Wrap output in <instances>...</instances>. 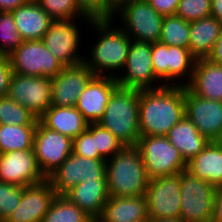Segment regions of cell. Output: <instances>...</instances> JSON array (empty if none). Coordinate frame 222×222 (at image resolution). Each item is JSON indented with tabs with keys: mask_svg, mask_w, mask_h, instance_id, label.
Masks as SVG:
<instances>
[{
	"mask_svg": "<svg viewBox=\"0 0 222 222\" xmlns=\"http://www.w3.org/2000/svg\"><path fill=\"white\" fill-rule=\"evenodd\" d=\"M185 116V87L164 85L139 90L141 136H166Z\"/></svg>",
	"mask_w": 222,
	"mask_h": 222,
	"instance_id": "6da1fadb",
	"label": "cell"
},
{
	"mask_svg": "<svg viewBox=\"0 0 222 222\" xmlns=\"http://www.w3.org/2000/svg\"><path fill=\"white\" fill-rule=\"evenodd\" d=\"M113 24V20H100L87 25L98 39L95 37V43L89 48V55L84 57L83 63L95 76L116 78L125 65L132 39Z\"/></svg>",
	"mask_w": 222,
	"mask_h": 222,
	"instance_id": "7a4b0ae2",
	"label": "cell"
},
{
	"mask_svg": "<svg viewBox=\"0 0 222 222\" xmlns=\"http://www.w3.org/2000/svg\"><path fill=\"white\" fill-rule=\"evenodd\" d=\"M106 179L109 197L146 195L149 178L136 146H125L106 160Z\"/></svg>",
	"mask_w": 222,
	"mask_h": 222,
	"instance_id": "3957f363",
	"label": "cell"
},
{
	"mask_svg": "<svg viewBox=\"0 0 222 222\" xmlns=\"http://www.w3.org/2000/svg\"><path fill=\"white\" fill-rule=\"evenodd\" d=\"M124 146H136L140 138L139 90L118 87L111 95L98 122Z\"/></svg>",
	"mask_w": 222,
	"mask_h": 222,
	"instance_id": "277c9868",
	"label": "cell"
},
{
	"mask_svg": "<svg viewBox=\"0 0 222 222\" xmlns=\"http://www.w3.org/2000/svg\"><path fill=\"white\" fill-rule=\"evenodd\" d=\"M163 18L148 1L128 0L116 8L113 22L119 21L132 40L154 44L161 38Z\"/></svg>",
	"mask_w": 222,
	"mask_h": 222,
	"instance_id": "5b68a950",
	"label": "cell"
},
{
	"mask_svg": "<svg viewBox=\"0 0 222 222\" xmlns=\"http://www.w3.org/2000/svg\"><path fill=\"white\" fill-rule=\"evenodd\" d=\"M79 21L80 23H78ZM91 21L87 17L53 20L41 40L64 67L76 66L83 63L85 57L79 51L82 48L81 44L84 37L81 36L82 31L79 30L81 27L78 25L81 26V23L89 25Z\"/></svg>",
	"mask_w": 222,
	"mask_h": 222,
	"instance_id": "8992f818",
	"label": "cell"
},
{
	"mask_svg": "<svg viewBox=\"0 0 222 222\" xmlns=\"http://www.w3.org/2000/svg\"><path fill=\"white\" fill-rule=\"evenodd\" d=\"M151 56L154 73L163 85L186 87L190 83L197 59L189 49L157 42L151 44Z\"/></svg>",
	"mask_w": 222,
	"mask_h": 222,
	"instance_id": "52a82bcc",
	"label": "cell"
},
{
	"mask_svg": "<svg viewBox=\"0 0 222 222\" xmlns=\"http://www.w3.org/2000/svg\"><path fill=\"white\" fill-rule=\"evenodd\" d=\"M180 219L183 222H211L217 187L192 175L180 172Z\"/></svg>",
	"mask_w": 222,
	"mask_h": 222,
	"instance_id": "ba28073f",
	"label": "cell"
},
{
	"mask_svg": "<svg viewBox=\"0 0 222 222\" xmlns=\"http://www.w3.org/2000/svg\"><path fill=\"white\" fill-rule=\"evenodd\" d=\"M149 179L171 176L187 170L179 150L166 136H140L136 145Z\"/></svg>",
	"mask_w": 222,
	"mask_h": 222,
	"instance_id": "9c48e42d",
	"label": "cell"
},
{
	"mask_svg": "<svg viewBox=\"0 0 222 222\" xmlns=\"http://www.w3.org/2000/svg\"><path fill=\"white\" fill-rule=\"evenodd\" d=\"M56 195H64L82 181H107L106 160L71 155L48 177Z\"/></svg>",
	"mask_w": 222,
	"mask_h": 222,
	"instance_id": "30bf717a",
	"label": "cell"
},
{
	"mask_svg": "<svg viewBox=\"0 0 222 222\" xmlns=\"http://www.w3.org/2000/svg\"><path fill=\"white\" fill-rule=\"evenodd\" d=\"M116 80L122 88L143 90L164 86L154 73L150 43L132 40L125 65Z\"/></svg>",
	"mask_w": 222,
	"mask_h": 222,
	"instance_id": "8fae6325",
	"label": "cell"
},
{
	"mask_svg": "<svg viewBox=\"0 0 222 222\" xmlns=\"http://www.w3.org/2000/svg\"><path fill=\"white\" fill-rule=\"evenodd\" d=\"M13 73L55 77L64 66L42 40L24 41L8 56Z\"/></svg>",
	"mask_w": 222,
	"mask_h": 222,
	"instance_id": "7c38bea8",
	"label": "cell"
},
{
	"mask_svg": "<svg viewBox=\"0 0 222 222\" xmlns=\"http://www.w3.org/2000/svg\"><path fill=\"white\" fill-rule=\"evenodd\" d=\"M6 95L39 119L52 106L51 78L13 73Z\"/></svg>",
	"mask_w": 222,
	"mask_h": 222,
	"instance_id": "4fadbf2b",
	"label": "cell"
},
{
	"mask_svg": "<svg viewBox=\"0 0 222 222\" xmlns=\"http://www.w3.org/2000/svg\"><path fill=\"white\" fill-rule=\"evenodd\" d=\"M146 199L149 219H179L181 213L180 173L149 179Z\"/></svg>",
	"mask_w": 222,
	"mask_h": 222,
	"instance_id": "5bb4252c",
	"label": "cell"
},
{
	"mask_svg": "<svg viewBox=\"0 0 222 222\" xmlns=\"http://www.w3.org/2000/svg\"><path fill=\"white\" fill-rule=\"evenodd\" d=\"M73 139L59 132L50 130L39 121L33 137V150L38 166L47 178L72 153Z\"/></svg>",
	"mask_w": 222,
	"mask_h": 222,
	"instance_id": "9a60e30c",
	"label": "cell"
},
{
	"mask_svg": "<svg viewBox=\"0 0 222 222\" xmlns=\"http://www.w3.org/2000/svg\"><path fill=\"white\" fill-rule=\"evenodd\" d=\"M185 115L208 141H222V101L202 98L185 87Z\"/></svg>",
	"mask_w": 222,
	"mask_h": 222,
	"instance_id": "2e32d148",
	"label": "cell"
},
{
	"mask_svg": "<svg viewBox=\"0 0 222 222\" xmlns=\"http://www.w3.org/2000/svg\"><path fill=\"white\" fill-rule=\"evenodd\" d=\"M33 149L0 154V181L17 186H31L45 181Z\"/></svg>",
	"mask_w": 222,
	"mask_h": 222,
	"instance_id": "e0dca14e",
	"label": "cell"
},
{
	"mask_svg": "<svg viewBox=\"0 0 222 222\" xmlns=\"http://www.w3.org/2000/svg\"><path fill=\"white\" fill-rule=\"evenodd\" d=\"M95 75L84 64L67 66L51 78L52 105L73 107Z\"/></svg>",
	"mask_w": 222,
	"mask_h": 222,
	"instance_id": "ac0fdd59",
	"label": "cell"
},
{
	"mask_svg": "<svg viewBox=\"0 0 222 222\" xmlns=\"http://www.w3.org/2000/svg\"><path fill=\"white\" fill-rule=\"evenodd\" d=\"M56 196L47 179L39 184L24 187L19 205L5 222H42Z\"/></svg>",
	"mask_w": 222,
	"mask_h": 222,
	"instance_id": "d6986e66",
	"label": "cell"
},
{
	"mask_svg": "<svg viewBox=\"0 0 222 222\" xmlns=\"http://www.w3.org/2000/svg\"><path fill=\"white\" fill-rule=\"evenodd\" d=\"M119 87L116 78L110 76H94L84 91L79 95L75 107L88 123H98L112 93Z\"/></svg>",
	"mask_w": 222,
	"mask_h": 222,
	"instance_id": "ffe728a7",
	"label": "cell"
},
{
	"mask_svg": "<svg viewBox=\"0 0 222 222\" xmlns=\"http://www.w3.org/2000/svg\"><path fill=\"white\" fill-rule=\"evenodd\" d=\"M64 196L93 220H97L109 199L107 181H82L67 191Z\"/></svg>",
	"mask_w": 222,
	"mask_h": 222,
	"instance_id": "44dd1931",
	"label": "cell"
},
{
	"mask_svg": "<svg viewBox=\"0 0 222 222\" xmlns=\"http://www.w3.org/2000/svg\"><path fill=\"white\" fill-rule=\"evenodd\" d=\"M149 219L146 195L109 197L98 222H143Z\"/></svg>",
	"mask_w": 222,
	"mask_h": 222,
	"instance_id": "7402d4cb",
	"label": "cell"
},
{
	"mask_svg": "<svg viewBox=\"0 0 222 222\" xmlns=\"http://www.w3.org/2000/svg\"><path fill=\"white\" fill-rule=\"evenodd\" d=\"M186 87L202 98L222 101V66L209 59H197Z\"/></svg>",
	"mask_w": 222,
	"mask_h": 222,
	"instance_id": "603a6c76",
	"label": "cell"
},
{
	"mask_svg": "<svg viewBox=\"0 0 222 222\" xmlns=\"http://www.w3.org/2000/svg\"><path fill=\"white\" fill-rule=\"evenodd\" d=\"M11 13L24 41L41 40L53 21L35 0H29Z\"/></svg>",
	"mask_w": 222,
	"mask_h": 222,
	"instance_id": "cb8c5ba5",
	"label": "cell"
},
{
	"mask_svg": "<svg viewBox=\"0 0 222 222\" xmlns=\"http://www.w3.org/2000/svg\"><path fill=\"white\" fill-rule=\"evenodd\" d=\"M187 171L215 187H222V141H209L187 163Z\"/></svg>",
	"mask_w": 222,
	"mask_h": 222,
	"instance_id": "d4e9b609",
	"label": "cell"
},
{
	"mask_svg": "<svg viewBox=\"0 0 222 222\" xmlns=\"http://www.w3.org/2000/svg\"><path fill=\"white\" fill-rule=\"evenodd\" d=\"M38 120L46 128L71 139L84 132L89 124L75 106L52 105Z\"/></svg>",
	"mask_w": 222,
	"mask_h": 222,
	"instance_id": "484cf974",
	"label": "cell"
},
{
	"mask_svg": "<svg viewBox=\"0 0 222 222\" xmlns=\"http://www.w3.org/2000/svg\"><path fill=\"white\" fill-rule=\"evenodd\" d=\"M166 137L179 150L186 163L197 156L209 142L186 115L170 128Z\"/></svg>",
	"mask_w": 222,
	"mask_h": 222,
	"instance_id": "4316f807",
	"label": "cell"
},
{
	"mask_svg": "<svg viewBox=\"0 0 222 222\" xmlns=\"http://www.w3.org/2000/svg\"><path fill=\"white\" fill-rule=\"evenodd\" d=\"M222 32V23L210 16L190 22L189 51L196 59H207Z\"/></svg>",
	"mask_w": 222,
	"mask_h": 222,
	"instance_id": "83f0119b",
	"label": "cell"
},
{
	"mask_svg": "<svg viewBox=\"0 0 222 222\" xmlns=\"http://www.w3.org/2000/svg\"><path fill=\"white\" fill-rule=\"evenodd\" d=\"M35 128L36 125L0 124V154L33 149Z\"/></svg>",
	"mask_w": 222,
	"mask_h": 222,
	"instance_id": "f1b7e54d",
	"label": "cell"
},
{
	"mask_svg": "<svg viewBox=\"0 0 222 222\" xmlns=\"http://www.w3.org/2000/svg\"><path fill=\"white\" fill-rule=\"evenodd\" d=\"M93 219L71 203L64 195H57L42 222H92Z\"/></svg>",
	"mask_w": 222,
	"mask_h": 222,
	"instance_id": "f546056e",
	"label": "cell"
},
{
	"mask_svg": "<svg viewBox=\"0 0 222 222\" xmlns=\"http://www.w3.org/2000/svg\"><path fill=\"white\" fill-rule=\"evenodd\" d=\"M190 22L177 15L164 16L160 43L189 49Z\"/></svg>",
	"mask_w": 222,
	"mask_h": 222,
	"instance_id": "4dcf8cb0",
	"label": "cell"
},
{
	"mask_svg": "<svg viewBox=\"0 0 222 222\" xmlns=\"http://www.w3.org/2000/svg\"><path fill=\"white\" fill-rule=\"evenodd\" d=\"M38 121L32 112L7 95L0 97V124L37 125Z\"/></svg>",
	"mask_w": 222,
	"mask_h": 222,
	"instance_id": "1f68e13d",
	"label": "cell"
},
{
	"mask_svg": "<svg viewBox=\"0 0 222 222\" xmlns=\"http://www.w3.org/2000/svg\"><path fill=\"white\" fill-rule=\"evenodd\" d=\"M22 42L12 13L0 11V57H8Z\"/></svg>",
	"mask_w": 222,
	"mask_h": 222,
	"instance_id": "d6a6232c",
	"label": "cell"
},
{
	"mask_svg": "<svg viewBox=\"0 0 222 222\" xmlns=\"http://www.w3.org/2000/svg\"><path fill=\"white\" fill-rule=\"evenodd\" d=\"M53 20L85 17L78 8L77 0H35Z\"/></svg>",
	"mask_w": 222,
	"mask_h": 222,
	"instance_id": "836d02e7",
	"label": "cell"
},
{
	"mask_svg": "<svg viewBox=\"0 0 222 222\" xmlns=\"http://www.w3.org/2000/svg\"><path fill=\"white\" fill-rule=\"evenodd\" d=\"M94 144L99 155L104 159H110L120 152L125 146L108 130L99 123H94Z\"/></svg>",
	"mask_w": 222,
	"mask_h": 222,
	"instance_id": "e575fe53",
	"label": "cell"
},
{
	"mask_svg": "<svg viewBox=\"0 0 222 222\" xmlns=\"http://www.w3.org/2000/svg\"><path fill=\"white\" fill-rule=\"evenodd\" d=\"M79 11L92 21L113 20L116 8L108 0H77Z\"/></svg>",
	"mask_w": 222,
	"mask_h": 222,
	"instance_id": "d590c367",
	"label": "cell"
},
{
	"mask_svg": "<svg viewBox=\"0 0 222 222\" xmlns=\"http://www.w3.org/2000/svg\"><path fill=\"white\" fill-rule=\"evenodd\" d=\"M175 15L187 22L211 16V0H180Z\"/></svg>",
	"mask_w": 222,
	"mask_h": 222,
	"instance_id": "8d00e7d4",
	"label": "cell"
},
{
	"mask_svg": "<svg viewBox=\"0 0 222 222\" xmlns=\"http://www.w3.org/2000/svg\"><path fill=\"white\" fill-rule=\"evenodd\" d=\"M22 186L0 181V219L6 220L19 205L22 195Z\"/></svg>",
	"mask_w": 222,
	"mask_h": 222,
	"instance_id": "74e56055",
	"label": "cell"
},
{
	"mask_svg": "<svg viewBox=\"0 0 222 222\" xmlns=\"http://www.w3.org/2000/svg\"><path fill=\"white\" fill-rule=\"evenodd\" d=\"M72 153L90 159H103L94 144V123H89L87 129L73 139Z\"/></svg>",
	"mask_w": 222,
	"mask_h": 222,
	"instance_id": "f35d334b",
	"label": "cell"
},
{
	"mask_svg": "<svg viewBox=\"0 0 222 222\" xmlns=\"http://www.w3.org/2000/svg\"><path fill=\"white\" fill-rule=\"evenodd\" d=\"M12 74L13 71L9 58L0 57V97L7 94Z\"/></svg>",
	"mask_w": 222,
	"mask_h": 222,
	"instance_id": "ab89813d",
	"label": "cell"
},
{
	"mask_svg": "<svg viewBox=\"0 0 222 222\" xmlns=\"http://www.w3.org/2000/svg\"><path fill=\"white\" fill-rule=\"evenodd\" d=\"M180 0H148L150 5L161 15H175Z\"/></svg>",
	"mask_w": 222,
	"mask_h": 222,
	"instance_id": "60d3db41",
	"label": "cell"
},
{
	"mask_svg": "<svg viewBox=\"0 0 222 222\" xmlns=\"http://www.w3.org/2000/svg\"><path fill=\"white\" fill-rule=\"evenodd\" d=\"M211 222H222V187H217L216 190L214 212Z\"/></svg>",
	"mask_w": 222,
	"mask_h": 222,
	"instance_id": "b9f144b4",
	"label": "cell"
},
{
	"mask_svg": "<svg viewBox=\"0 0 222 222\" xmlns=\"http://www.w3.org/2000/svg\"><path fill=\"white\" fill-rule=\"evenodd\" d=\"M207 59L217 65L222 66V32L216 41L215 47L211 55Z\"/></svg>",
	"mask_w": 222,
	"mask_h": 222,
	"instance_id": "7bdbcfd3",
	"label": "cell"
},
{
	"mask_svg": "<svg viewBox=\"0 0 222 222\" xmlns=\"http://www.w3.org/2000/svg\"><path fill=\"white\" fill-rule=\"evenodd\" d=\"M29 0H0V11L11 12L18 6L26 4Z\"/></svg>",
	"mask_w": 222,
	"mask_h": 222,
	"instance_id": "ee69618b",
	"label": "cell"
},
{
	"mask_svg": "<svg viewBox=\"0 0 222 222\" xmlns=\"http://www.w3.org/2000/svg\"><path fill=\"white\" fill-rule=\"evenodd\" d=\"M211 16L222 23V0H211Z\"/></svg>",
	"mask_w": 222,
	"mask_h": 222,
	"instance_id": "f6af8a7d",
	"label": "cell"
},
{
	"mask_svg": "<svg viewBox=\"0 0 222 222\" xmlns=\"http://www.w3.org/2000/svg\"><path fill=\"white\" fill-rule=\"evenodd\" d=\"M150 222H183L179 219H168V218H160V219H149Z\"/></svg>",
	"mask_w": 222,
	"mask_h": 222,
	"instance_id": "bcb514c9",
	"label": "cell"
},
{
	"mask_svg": "<svg viewBox=\"0 0 222 222\" xmlns=\"http://www.w3.org/2000/svg\"><path fill=\"white\" fill-rule=\"evenodd\" d=\"M115 8L121 5L123 2L128 0H108Z\"/></svg>",
	"mask_w": 222,
	"mask_h": 222,
	"instance_id": "7dc6e473",
	"label": "cell"
}]
</instances>
